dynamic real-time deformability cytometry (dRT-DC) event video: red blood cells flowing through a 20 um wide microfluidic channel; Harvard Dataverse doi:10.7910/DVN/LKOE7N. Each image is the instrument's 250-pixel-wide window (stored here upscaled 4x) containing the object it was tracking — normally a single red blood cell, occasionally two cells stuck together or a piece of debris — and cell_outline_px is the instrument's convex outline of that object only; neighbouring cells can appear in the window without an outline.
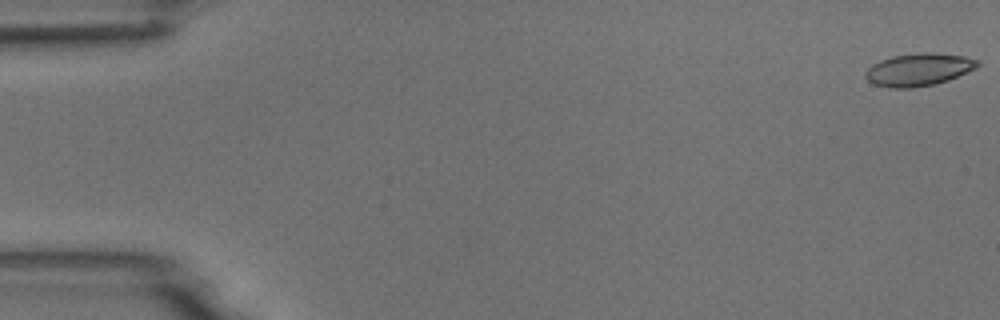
{"species": "common noctule bat (a hibernating species)", "species_latin": "Nyctalus noctula", "temperature_condition": "room temperature", "stored_images_in_passage": 55, "camera_frame_rate_fps": 3000, "um_per_image_px": 0.085, "animal": {"sex": "male", "body_mass_g": 18.8}, "frame": {"image": 1, "passage_image": 1, "time_ms": 0.0, "image_size_px": [1000, 320], "cell_outline_px": [[980, 64], [976, 68], [948, 80], [936, 84], [912, 88], [888, 88], [872, 84], [864, 76], [864, 72], [872, 64], [880, 60], [892, 56], [924, 52], [932, 52], [964, 56], [980, 60]], "centroid_in_image_um": [78.07, 5.92], "position_along_channel_um": 6.9, "area_um2": 21.5}}
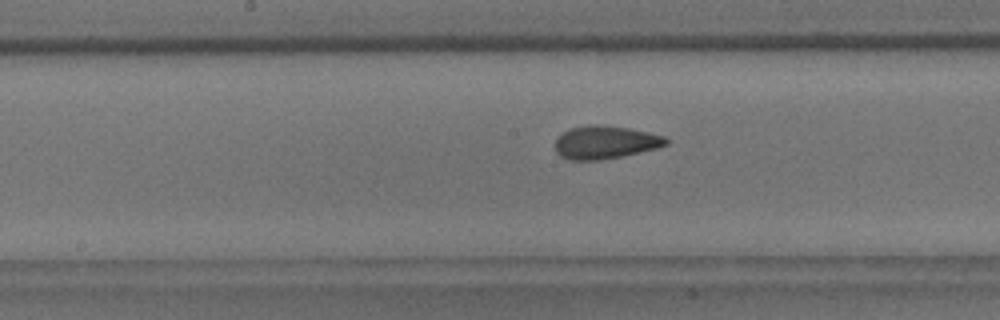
{"frame": {"image": 2, "passage_image": 28, "time_ms": 9.0, "image_size_px": [1000, 320], "cell_outline_px": [[668, 144], [656, 148], [624, 156], [600, 160], [568, 160], [560, 156], [556, 152], [556, 140], [564, 132], [572, 128], [592, 124], [596, 124], [628, 128], [648, 132], [664, 136], [668, 140]], "centroid_in_image_um": [51.45, 12.11], "position_along_channel_um": 196.7, "area_um2": 21.21}}
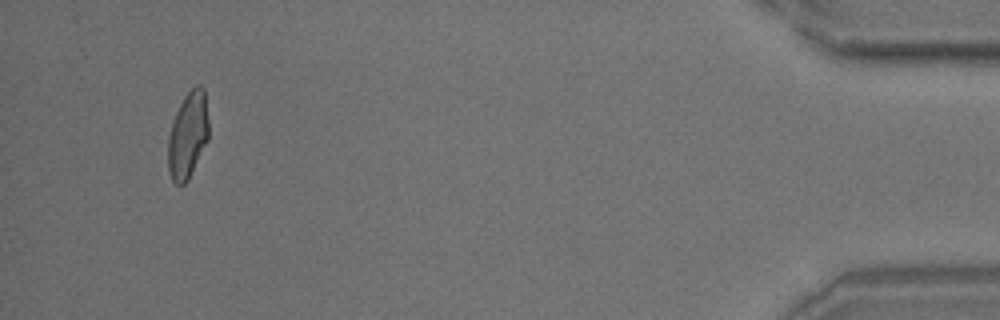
{"frame": {"image": 3, "passage_image": 52, "time_ms": 17.0, "image_size_px": [1000, 320], "cell_outline_px": [[208, 140], [188, 180], [184, 184], [176, 184], [172, 180], [168, 168], [168, 136], [176, 112], [184, 96], [196, 84], [200, 84], [204, 88], [208, 120]], "centroid_in_image_um": [15.97, 11.48], "position_along_channel_um": 419.2, "area_um2": 20.4}, "authors_computed_cell_mechanics": {"area_um2": 20.9236, "velocity_mm_per_s": 3.7127, "shape_relaxation_time_tau1_ms": 6.3409, "shape_relaxation_time_tau2_ms": 1.1766, "deformation_change_tau1": 0.1556, "deformation_change_tau2": 0.0732}}